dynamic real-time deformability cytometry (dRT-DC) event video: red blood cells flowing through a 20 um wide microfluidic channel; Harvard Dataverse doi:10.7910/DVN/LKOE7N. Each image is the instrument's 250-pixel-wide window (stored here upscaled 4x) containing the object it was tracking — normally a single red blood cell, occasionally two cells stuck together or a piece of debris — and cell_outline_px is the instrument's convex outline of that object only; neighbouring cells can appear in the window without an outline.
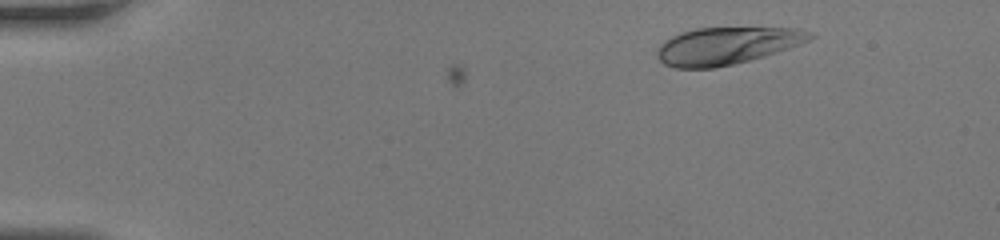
{"species": "human", "species_latin": "Homo sapiens", "temperature_condition": "room temperature", "stored_images_in_passage": 4, "camera_frame_rate_fps": 3000, "um_per_image_px": 0.085, "donor": {"sex": "female"}, "frame": {"image": 1, "passage_image": 1, "time_ms": 0.0, "image_size_px": [1000, 240], "cell_outline_px": [[816, 36], [808, 40], [788, 48], [764, 56], [716, 68], [676, 68], [664, 64], [656, 56], [656, 48], [664, 40], [680, 32], [696, 28], [796, 28]], "centroid_in_image_um": [61.68, 3.89], "position_along_channel_um": 23.3, "area_um2": 32.89}}